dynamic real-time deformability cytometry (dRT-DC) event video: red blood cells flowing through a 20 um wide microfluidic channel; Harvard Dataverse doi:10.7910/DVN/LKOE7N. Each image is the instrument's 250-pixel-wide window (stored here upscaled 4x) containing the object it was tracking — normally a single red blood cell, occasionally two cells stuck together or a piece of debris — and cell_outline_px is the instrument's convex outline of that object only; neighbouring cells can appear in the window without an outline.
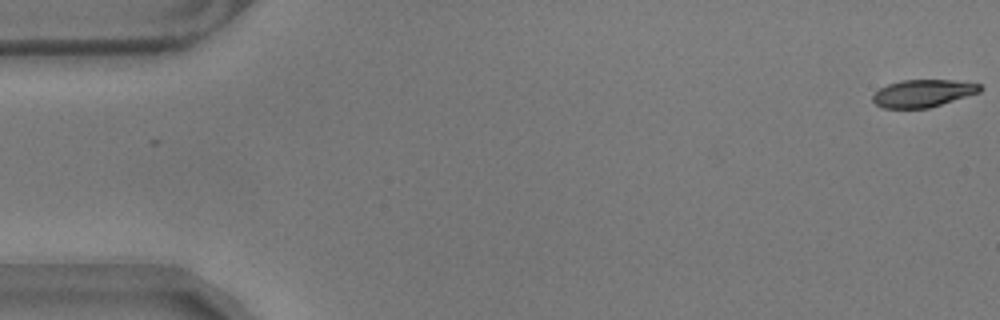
{"species": "common noctule bat (a hibernating species)", "species_latin": "Nyctalus noctula", "temperature_condition": "warm", "stored_images_in_passage": 13, "camera_frame_rate_fps": 3000, "um_per_image_px": 0.085, "animal": {"sex": "male", "body_mass_g": 17.9}, "frame": {"image": 1, "passage_image": 1, "time_ms": 0.0, "image_size_px": [1000, 320], "cell_outline_px": [[984, 88], [980, 92], [928, 108], [884, 108], [876, 104], [872, 100], [872, 96], [880, 88], [888, 84], [900, 80], [952, 80], [980, 84]], "centroid_in_image_um": [78.45, 7.92], "position_along_channel_um": 6.5, "area_um2": 17.05}}